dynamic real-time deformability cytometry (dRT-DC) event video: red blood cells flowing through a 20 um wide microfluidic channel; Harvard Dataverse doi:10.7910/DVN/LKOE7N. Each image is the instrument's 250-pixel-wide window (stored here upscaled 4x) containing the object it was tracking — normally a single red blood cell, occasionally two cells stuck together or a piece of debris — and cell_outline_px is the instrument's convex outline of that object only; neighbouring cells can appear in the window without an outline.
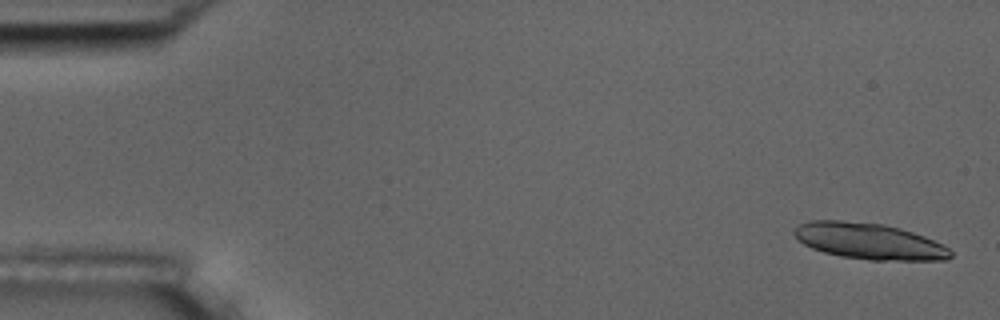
{"species": "common noctule bat (a hibernating species)", "species_latin": "Nyctalus noctula", "temperature_condition": "room temperature", "stored_images_in_passage": 5, "camera_frame_rate_fps": 3000, "um_per_image_px": 0.085, "animal": {"sex": "male", "body_mass_g": 17.5, "forearm_length_mm": 52.3}, "frame": {"image": 1, "passage_image": 1, "time_ms": 0.0, "image_size_px": [1000, 320], "cell_outline_px": [[952, 256], [948, 260], [868, 260], [840, 256], [824, 252], [812, 248], [804, 244], [792, 232], [800, 224], [808, 220], [840, 220], [884, 224], [900, 228], [924, 236], [948, 248], [952, 252]], "centroid_in_image_um": [73.87, 20.5], "position_along_channel_um": 11.1, "area_um2": 32.83}}